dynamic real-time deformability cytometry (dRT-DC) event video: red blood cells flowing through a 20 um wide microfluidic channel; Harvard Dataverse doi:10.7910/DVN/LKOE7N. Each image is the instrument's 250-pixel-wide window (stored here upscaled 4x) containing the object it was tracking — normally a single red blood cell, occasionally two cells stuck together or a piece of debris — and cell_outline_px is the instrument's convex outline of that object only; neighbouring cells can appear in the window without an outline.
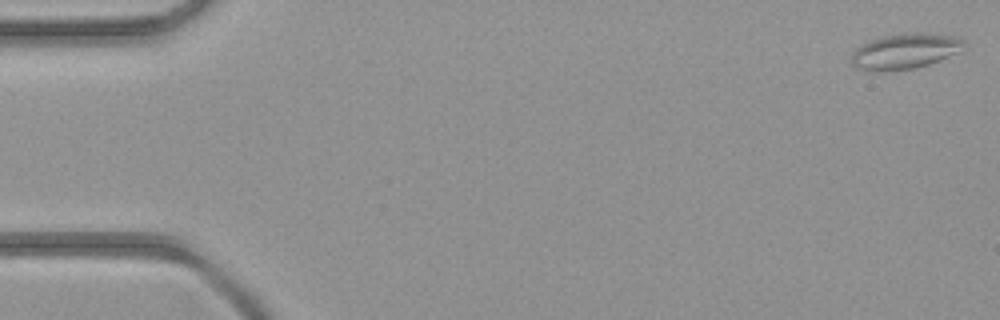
{"species": "common noctule bat (a hibernating species)", "species_latin": "Nyctalus noctula", "temperature_condition": "room temperature", "stored_images_in_passage": 4, "camera_frame_rate_fps": 3000, "um_per_image_px": 0.085, "animal": {"sex": "female", "body_mass_g": 21.9}, "frame": {"image": 1, "passage_image": 1, "time_ms": 0.0, "image_size_px": [1000, 320], "cell_outline_px": [[964, 44], [960, 52], [940, 60], [928, 64], [912, 68], [880, 72], [868, 72], [856, 68], [852, 64], [852, 52], [856, 48], [872, 40], [884, 36], [908, 32], [924, 32], [956, 36], [964, 40]], "centroid_in_image_um": [76.92, 4.36], "position_along_channel_um": 8.1, "area_um2": 23.41}}